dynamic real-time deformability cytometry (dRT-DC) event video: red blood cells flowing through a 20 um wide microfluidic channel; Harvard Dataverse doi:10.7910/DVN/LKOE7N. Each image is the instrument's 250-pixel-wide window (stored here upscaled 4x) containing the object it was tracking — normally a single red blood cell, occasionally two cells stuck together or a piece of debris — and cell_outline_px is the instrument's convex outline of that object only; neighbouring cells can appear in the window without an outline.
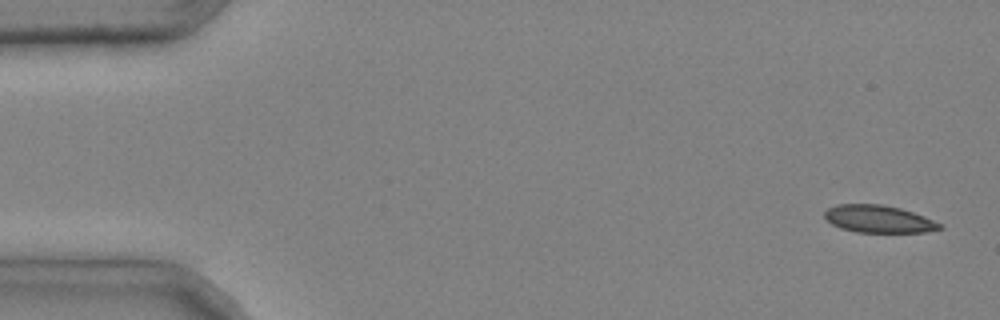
{"species": "common noctule bat (a hibernating species)", "species_latin": "Nyctalus noctula", "temperature_condition": "cold", "stored_images_in_passage": 5, "segment_of_instrument_passage": [2, 2], "camera_frame_rate_fps": 3000, "um_per_image_px": 0.085, "animal": {"sex": "male", "body_mass_g": 20.4}, "frame": {"image": 1, "passage_image": 5, "time_ms": 1.333, "image_size_px": [1000, 320], "cell_outline_px": [[944, 228], [924, 232], [856, 232], [840, 228], [832, 224], [824, 216], [824, 212], [828, 208], [836, 204], [884, 204], [900, 208], [924, 216], [940, 224]], "centroid_in_image_um": [74.65, 18.61], "position_along_channel_um": 10.3, "area_um2": 18.32}}